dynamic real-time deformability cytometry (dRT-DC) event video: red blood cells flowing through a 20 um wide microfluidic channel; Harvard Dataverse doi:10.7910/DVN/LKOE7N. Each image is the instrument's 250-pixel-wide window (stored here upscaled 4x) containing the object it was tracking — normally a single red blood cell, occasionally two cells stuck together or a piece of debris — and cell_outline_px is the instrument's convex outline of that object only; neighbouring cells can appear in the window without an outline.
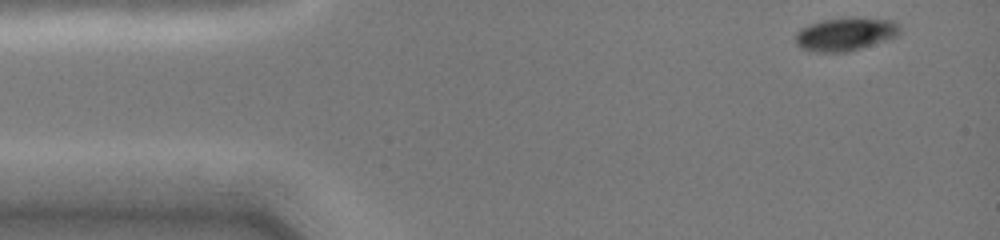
{"species": "common noctule bat (a hibernating species)", "species_latin": "Nyctalus noctula", "temperature_condition": "cold", "stored_images_in_passage": 41, "camera_frame_rate_fps": 3000, "um_per_image_px": 0.085, "animal": {"sex": "female", "body_mass_g": 19.0, "forearm_length_mm": 51.5}, "frame": {"image": 1, "passage_image": 1, "time_ms": 0.0, "image_size_px": [1000, 240], "cell_outline_px": [[900, 32], [896, 36], [848, 52], [812, 52], [800, 48], [796, 44], [796, 32], [812, 24], [824, 20], [892, 20], [896, 24]], "centroid_in_image_um": [71.79, 2.97], "position_along_channel_um": 13.2, "area_um2": 19.02}}
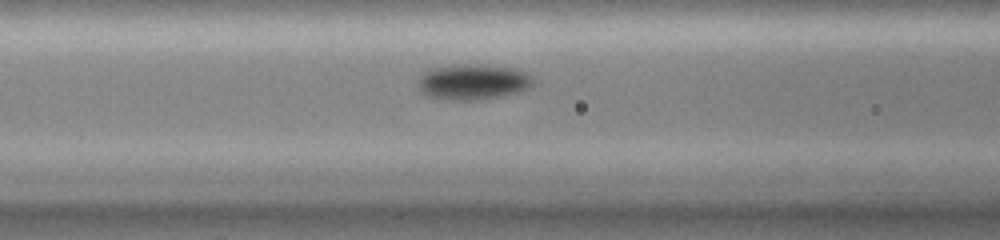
{"frame": {"image": 2, "passage_image": 16, "time_ms": 5.0, "image_size_px": [1000, 240], "cell_outline_px": [[532, 84], [528, 88], [520, 92], [500, 96], [476, 100], [444, 100], [424, 96], [420, 92], [420, 76], [424, 72], [436, 68], [464, 64], [488, 64], [516, 68], [532, 76]], "centroid_in_image_um": [40.21, 6.97], "position_along_channel_um": 126.4, "area_um2": 23.93}}
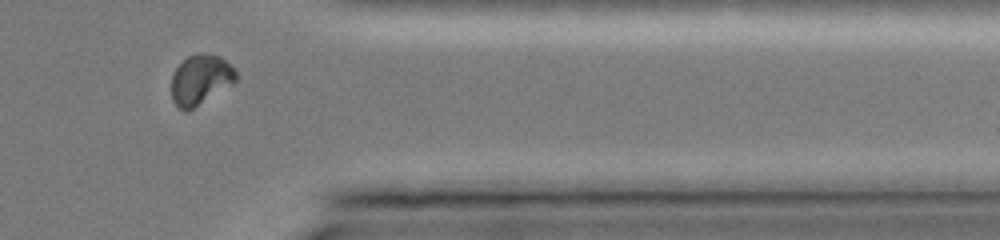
{"frame": {"image": 3, "passage_image": 36, "time_ms": 11.667, "image_size_px": [1000, 240], "cell_outline_px": [[236, 80], [188, 112], [184, 112], [172, 100], [172, 72], [188, 56], [200, 52], [204, 52], [220, 56], [236, 72]], "centroid_in_image_um": [17.0, 6.76], "position_along_channel_um": 394.4, "area_um2": 18.5}, "authors_computed_cell_mechanics": {"area_um2": 20.4612, "velocity_mm_per_s": 4.0632, "shape_relaxation_time_tau1_ms": 1.5182, "shape_relaxation_time_tau2_ms": null, "deformation_change_tau1": 0.0983, "deformation_change_tau2": null}}